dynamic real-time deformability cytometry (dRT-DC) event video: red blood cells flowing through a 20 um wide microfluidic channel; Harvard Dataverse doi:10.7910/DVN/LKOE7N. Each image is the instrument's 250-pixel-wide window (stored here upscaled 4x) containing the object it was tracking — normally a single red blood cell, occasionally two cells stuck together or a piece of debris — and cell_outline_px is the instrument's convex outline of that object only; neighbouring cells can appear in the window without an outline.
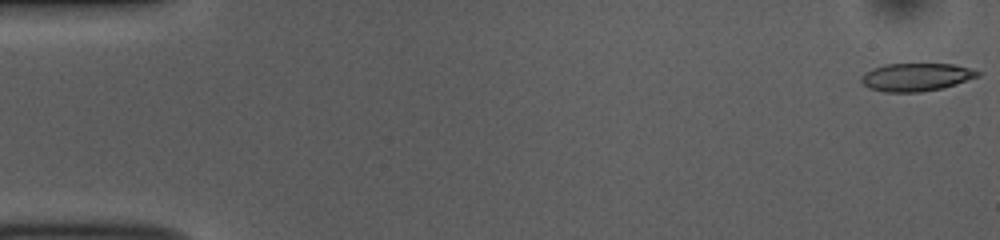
{"species": "common noctule bat (a hibernating species)", "species_latin": "Nyctalus noctula", "temperature_condition": "room temperature", "stored_images_in_passage": 52, "camera_frame_rate_fps": 3000, "um_per_image_px": 0.085, "animal": {"sex": "female", "body_mass_g": 10.0, "forearm_length_mm": 53.1}, "frame": {"image": 1, "passage_image": 1, "time_ms": 0.0, "image_size_px": [1000, 240], "cell_outline_px": [[984, 72], [980, 76], [956, 84], [940, 88], [920, 92], [884, 92], [868, 88], [860, 80], [860, 76], [864, 72], [872, 68], [884, 64], [956, 64], [972, 68]], "centroid_in_image_um": [77.89, 6.54], "position_along_channel_um": 7.1, "area_um2": 19.25}}
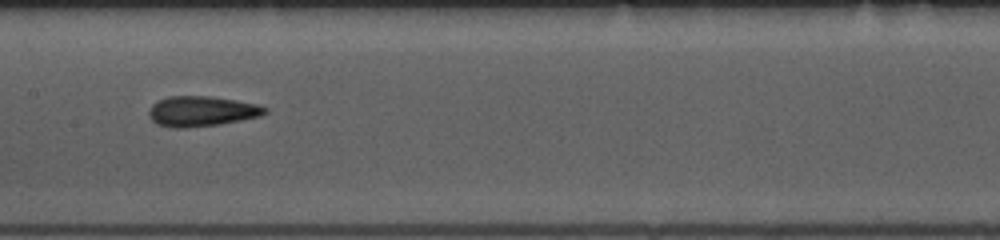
{"frame": {"image": 2, "passage_image": 26, "time_ms": 8.333, "image_size_px": [1000, 240], "cell_outline_px": [[268, 112], [260, 116], [220, 124], [184, 128], [172, 128], [156, 124], [148, 116], [148, 112], [152, 104], [168, 96], [208, 96], [236, 100], [260, 104], [268, 108]], "centroid_in_image_um": [17.14, 9.46], "position_along_channel_um": 190.3, "area_um2": 20.58}}
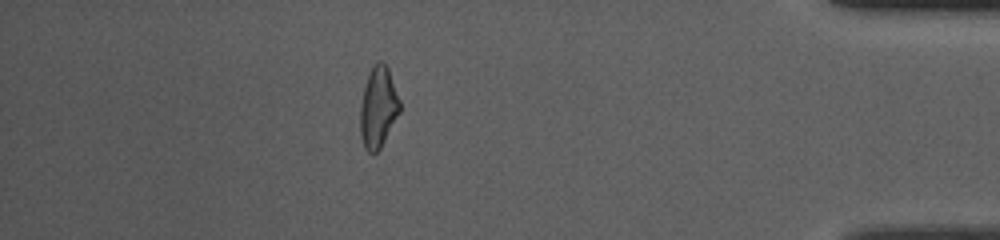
{"frame": {"image": 3, "passage_image": 46, "time_ms": 15.0, "image_size_px": [1000, 240], "cell_outline_px": [[400, 112], [380, 148], [376, 152], [368, 152], [364, 148], [360, 136], [360, 104], [364, 88], [372, 64], [380, 60], [388, 68], [400, 100]], "centroid_in_image_um": [32.14, 9.12], "position_along_channel_um": 403.1, "area_um2": 18.61}, "authors_computed_cell_mechanics": {"area_um2": 19.363, "velocity_mm_per_s": 3.8482, "shape_relaxation_time_tau1_ms": 4.3355, "shape_relaxation_time_tau2_ms": 1.8297, "deformation_change_tau1": 0.1509, "deformation_change_tau2": 0.1138}}